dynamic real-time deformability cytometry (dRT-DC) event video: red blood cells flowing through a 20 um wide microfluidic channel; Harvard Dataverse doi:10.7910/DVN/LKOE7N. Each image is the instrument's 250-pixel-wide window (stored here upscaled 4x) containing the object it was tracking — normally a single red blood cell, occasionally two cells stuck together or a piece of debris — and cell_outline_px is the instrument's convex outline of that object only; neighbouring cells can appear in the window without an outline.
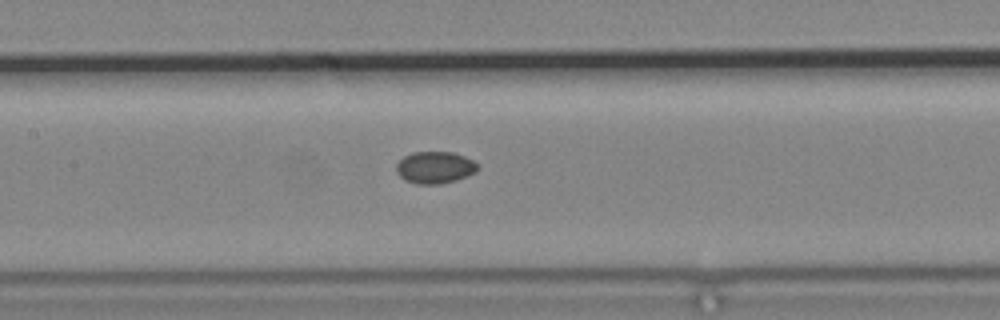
{"species": "common noctule bat (a hibernating species)", "species_latin": "Nyctalus noctula", "temperature_condition": "cold", "stored_images_in_passage": 4, "camera_frame_rate_fps": 3000, "um_per_image_px": 0.085, "animal": {"sex": "male", "body_mass_g": 19.2, "forearm_length_mm": 51.8}, "frame": {"image": 1, "passage_image": 4, "time_ms": 4.0, "image_size_px": [1000, 320], "cell_outline_px": [[480, 168], [476, 172], [468, 176], [456, 180], [440, 184], [416, 184], [404, 180], [396, 172], [396, 164], [404, 156], [412, 152], [452, 152], [464, 156], [472, 160]], "centroid_in_image_um": [36.96, 14.24], "position_along_channel_um": 170.4, "area_um2": 15.26}}